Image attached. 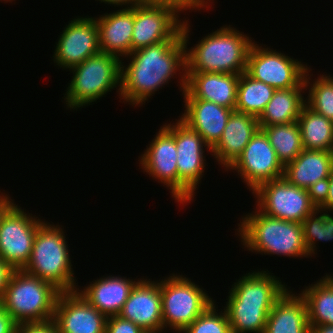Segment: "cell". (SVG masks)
I'll return each instance as SVG.
<instances>
[{
  "label": "cell",
  "mask_w": 333,
  "mask_h": 333,
  "mask_svg": "<svg viewBox=\"0 0 333 333\" xmlns=\"http://www.w3.org/2000/svg\"><path fill=\"white\" fill-rule=\"evenodd\" d=\"M14 270L0 258V300L4 294L6 285Z\"/></svg>",
  "instance_id": "39"
},
{
  "label": "cell",
  "mask_w": 333,
  "mask_h": 333,
  "mask_svg": "<svg viewBox=\"0 0 333 333\" xmlns=\"http://www.w3.org/2000/svg\"><path fill=\"white\" fill-rule=\"evenodd\" d=\"M183 20L181 35L186 45V73L221 72L241 74L247 69V56L254 41L234 27L222 26L206 35L190 49L189 24ZM188 50V51H187Z\"/></svg>",
  "instance_id": "3"
},
{
  "label": "cell",
  "mask_w": 333,
  "mask_h": 333,
  "mask_svg": "<svg viewBox=\"0 0 333 333\" xmlns=\"http://www.w3.org/2000/svg\"><path fill=\"white\" fill-rule=\"evenodd\" d=\"M199 285L182 274H171L161 280L163 330L183 332L214 301Z\"/></svg>",
  "instance_id": "8"
},
{
  "label": "cell",
  "mask_w": 333,
  "mask_h": 333,
  "mask_svg": "<svg viewBox=\"0 0 333 333\" xmlns=\"http://www.w3.org/2000/svg\"><path fill=\"white\" fill-rule=\"evenodd\" d=\"M142 3H164L178 8L181 12L184 10H196L188 0H142Z\"/></svg>",
  "instance_id": "38"
},
{
  "label": "cell",
  "mask_w": 333,
  "mask_h": 333,
  "mask_svg": "<svg viewBox=\"0 0 333 333\" xmlns=\"http://www.w3.org/2000/svg\"><path fill=\"white\" fill-rule=\"evenodd\" d=\"M258 129L256 116L233 110L220 140L211 148L210 155L214 156L224 169H228Z\"/></svg>",
  "instance_id": "20"
},
{
  "label": "cell",
  "mask_w": 333,
  "mask_h": 333,
  "mask_svg": "<svg viewBox=\"0 0 333 333\" xmlns=\"http://www.w3.org/2000/svg\"><path fill=\"white\" fill-rule=\"evenodd\" d=\"M14 203L0 216V258L13 270H22L29 261L38 227L45 220Z\"/></svg>",
  "instance_id": "9"
},
{
  "label": "cell",
  "mask_w": 333,
  "mask_h": 333,
  "mask_svg": "<svg viewBox=\"0 0 333 333\" xmlns=\"http://www.w3.org/2000/svg\"><path fill=\"white\" fill-rule=\"evenodd\" d=\"M303 148L316 151H333V122L314 112L306 104L297 120Z\"/></svg>",
  "instance_id": "28"
},
{
  "label": "cell",
  "mask_w": 333,
  "mask_h": 333,
  "mask_svg": "<svg viewBox=\"0 0 333 333\" xmlns=\"http://www.w3.org/2000/svg\"><path fill=\"white\" fill-rule=\"evenodd\" d=\"M237 232L251 252L286 257H310L303 240L302 223L265 215L258 209L244 215Z\"/></svg>",
  "instance_id": "4"
},
{
  "label": "cell",
  "mask_w": 333,
  "mask_h": 333,
  "mask_svg": "<svg viewBox=\"0 0 333 333\" xmlns=\"http://www.w3.org/2000/svg\"><path fill=\"white\" fill-rule=\"evenodd\" d=\"M215 308L214 302L181 333H232L226 311Z\"/></svg>",
  "instance_id": "33"
},
{
  "label": "cell",
  "mask_w": 333,
  "mask_h": 333,
  "mask_svg": "<svg viewBox=\"0 0 333 333\" xmlns=\"http://www.w3.org/2000/svg\"><path fill=\"white\" fill-rule=\"evenodd\" d=\"M144 330L119 315L107 317L105 333H143Z\"/></svg>",
  "instance_id": "34"
},
{
  "label": "cell",
  "mask_w": 333,
  "mask_h": 333,
  "mask_svg": "<svg viewBox=\"0 0 333 333\" xmlns=\"http://www.w3.org/2000/svg\"><path fill=\"white\" fill-rule=\"evenodd\" d=\"M65 238L63 228L44 221L38 227L29 261L22 269L50 282L61 292L75 291L78 286Z\"/></svg>",
  "instance_id": "5"
},
{
  "label": "cell",
  "mask_w": 333,
  "mask_h": 333,
  "mask_svg": "<svg viewBox=\"0 0 333 333\" xmlns=\"http://www.w3.org/2000/svg\"><path fill=\"white\" fill-rule=\"evenodd\" d=\"M259 128L267 135L271 146L276 151L278 160L283 166L292 162L304 149L297 121Z\"/></svg>",
  "instance_id": "30"
},
{
  "label": "cell",
  "mask_w": 333,
  "mask_h": 333,
  "mask_svg": "<svg viewBox=\"0 0 333 333\" xmlns=\"http://www.w3.org/2000/svg\"><path fill=\"white\" fill-rule=\"evenodd\" d=\"M323 211H328L331 213L333 211V169L329 176V192L326 202L319 208Z\"/></svg>",
  "instance_id": "40"
},
{
  "label": "cell",
  "mask_w": 333,
  "mask_h": 333,
  "mask_svg": "<svg viewBox=\"0 0 333 333\" xmlns=\"http://www.w3.org/2000/svg\"><path fill=\"white\" fill-rule=\"evenodd\" d=\"M163 331H144L143 333H162Z\"/></svg>",
  "instance_id": "45"
},
{
  "label": "cell",
  "mask_w": 333,
  "mask_h": 333,
  "mask_svg": "<svg viewBox=\"0 0 333 333\" xmlns=\"http://www.w3.org/2000/svg\"><path fill=\"white\" fill-rule=\"evenodd\" d=\"M15 333H59L53 319L44 322L19 323Z\"/></svg>",
  "instance_id": "36"
},
{
  "label": "cell",
  "mask_w": 333,
  "mask_h": 333,
  "mask_svg": "<svg viewBox=\"0 0 333 333\" xmlns=\"http://www.w3.org/2000/svg\"><path fill=\"white\" fill-rule=\"evenodd\" d=\"M63 29L53 54L54 63L62 70H70L100 52L95 17H76Z\"/></svg>",
  "instance_id": "15"
},
{
  "label": "cell",
  "mask_w": 333,
  "mask_h": 333,
  "mask_svg": "<svg viewBox=\"0 0 333 333\" xmlns=\"http://www.w3.org/2000/svg\"><path fill=\"white\" fill-rule=\"evenodd\" d=\"M310 71L309 68L304 79L305 89L309 91L305 98V104L314 112L333 122V76L320 74L312 84V82L310 83L312 80L309 76Z\"/></svg>",
  "instance_id": "31"
},
{
  "label": "cell",
  "mask_w": 333,
  "mask_h": 333,
  "mask_svg": "<svg viewBox=\"0 0 333 333\" xmlns=\"http://www.w3.org/2000/svg\"><path fill=\"white\" fill-rule=\"evenodd\" d=\"M53 320L59 333H105L107 317L75 290L59 294Z\"/></svg>",
  "instance_id": "17"
},
{
  "label": "cell",
  "mask_w": 333,
  "mask_h": 333,
  "mask_svg": "<svg viewBox=\"0 0 333 333\" xmlns=\"http://www.w3.org/2000/svg\"><path fill=\"white\" fill-rule=\"evenodd\" d=\"M1 193V191H0ZM5 193H1L0 194V216L2 214V212L14 201L11 199L10 196H8L7 194L4 195ZM10 197V198H9Z\"/></svg>",
  "instance_id": "43"
},
{
  "label": "cell",
  "mask_w": 333,
  "mask_h": 333,
  "mask_svg": "<svg viewBox=\"0 0 333 333\" xmlns=\"http://www.w3.org/2000/svg\"><path fill=\"white\" fill-rule=\"evenodd\" d=\"M129 56V57H128ZM121 62L120 97L124 103L141 106L154 96L158 89L169 84V80L180 72V92L186 88V45L181 40H167L132 51ZM182 70V72L180 71ZM178 71V72H177ZM184 71V72H183ZM182 74V75H181ZM167 83V84H166ZM144 102V103H143Z\"/></svg>",
  "instance_id": "1"
},
{
  "label": "cell",
  "mask_w": 333,
  "mask_h": 333,
  "mask_svg": "<svg viewBox=\"0 0 333 333\" xmlns=\"http://www.w3.org/2000/svg\"><path fill=\"white\" fill-rule=\"evenodd\" d=\"M160 282L141 278L118 314L144 331H163Z\"/></svg>",
  "instance_id": "18"
},
{
  "label": "cell",
  "mask_w": 333,
  "mask_h": 333,
  "mask_svg": "<svg viewBox=\"0 0 333 333\" xmlns=\"http://www.w3.org/2000/svg\"><path fill=\"white\" fill-rule=\"evenodd\" d=\"M101 52L127 57L131 53L134 7L123 8L96 17Z\"/></svg>",
  "instance_id": "22"
},
{
  "label": "cell",
  "mask_w": 333,
  "mask_h": 333,
  "mask_svg": "<svg viewBox=\"0 0 333 333\" xmlns=\"http://www.w3.org/2000/svg\"><path fill=\"white\" fill-rule=\"evenodd\" d=\"M252 194L257 199L255 209L277 219L302 223L317 209L307 189L289 183L284 177L259 185Z\"/></svg>",
  "instance_id": "12"
},
{
  "label": "cell",
  "mask_w": 333,
  "mask_h": 333,
  "mask_svg": "<svg viewBox=\"0 0 333 333\" xmlns=\"http://www.w3.org/2000/svg\"><path fill=\"white\" fill-rule=\"evenodd\" d=\"M228 170H235L252 192L259 185L282 178L284 174V166L278 160L267 135L260 128Z\"/></svg>",
  "instance_id": "14"
},
{
  "label": "cell",
  "mask_w": 333,
  "mask_h": 333,
  "mask_svg": "<svg viewBox=\"0 0 333 333\" xmlns=\"http://www.w3.org/2000/svg\"><path fill=\"white\" fill-rule=\"evenodd\" d=\"M252 43L247 56L246 72L254 79L278 89L305 87L304 79L310 68L298 59Z\"/></svg>",
  "instance_id": "11"
},
{
  "label": "cell",
  "mask_w": 333,
  "mask_h": 333,
  "mask_svg": "<svg viewBox=\"0 0 333 333\" xmlns=\"http://www.w3.org/2000/svg\"><path fill=\"white\" fill-rule=\"evenodd\" d=\"M311 203L319 209L327 200L329 192V178L318 180L307 188Z\"/></svg>",
  "instance_id": "35"
},
{
  "label": "cell",
  "mask_w": 333,
  "mask_h": 333,
  "mask_svg": "<svg viewBox=\"0 0 333 333\" xmlns=\"http://www.w3.org/2000/svg\"><path fill=\"white\" fill-rule=\"evenodd\" d=\"M304 90L306 91L305 87L276 90L262 114L257 118L259 127L297 121L305 105Z\"/></svg>",
  "instance_id": "26"
},
{
  "label": "cell",
  "mask_w": 333,
  "mask_h": 333,
  "mask_svg": "<svg viewBox=\"0 0 333 333\" xmlns=\"http://www.w3.org/2000/svg\"><path fill=\"white\" fill-rule=\"evenodd\" d=\"M0 1H2V0H0ZM3 1H5V2H12V0H3ZM13 1H15V0H13Z\"/></svg>",
  "instance_id": "46"
},
{
  "label": "cell",
  "mask_w": 333,
  "mask_h": 333,
  "mask_svg": "<svg viewBox=\"0 0 333 333\" xmlns=\"http://www.w3.org/2000/svg\"><path fill=\"white\" fill-rule=\"evenodd\" d=\"M61 291L53 284L14 270L10 275L0 304L17 324L44 322L54 318L55 305Z\"/></svg>",
  "instance_id": "6"
},
{
  "label": "cell",
  "mask_w": 333,
  "mask_h": 333,
  "mask_svg": "<svg viewBox=\"0 0 333 333\" xmlns=\"http://www.w3.org/2000/svg\"><path fill=\"white\" fill-rule=\"evenodd\" d=\"M197 10H201L202 8H208L211 0H188ZM209 1V3H208ZM208 3V5H207Z\"/></svg>",
  "instance_id": "44"
},
{
  "label": "cell",
  "mask_w": 333,
  "mask_h": 333,
  "mask_svg": "<svg viewBox=\"0 0 333 333\" xmlns=\"http://www.w3.org/2000/svg\"><path fill=\"white\" fill-rule=\"evenodd\" d=\"M179 13L178 8L164 3L135 6L131 52L167 40H181L183 20Z\"/></svg>",
  "instance_id": "13"
},
{
  "label": "cell",
  "mask_w": 333,
  "mask_h": 333,
  "mask_svg": "<svg viewBox=\"0 0 333 333\" xmlns=\"http://www.w3.org/2000/svg\"><path fill=\"white\" fill-rule=\"evenodd\" d=\"M319 213L321 215L318 216ZM302 228L304 244L311 257L317 254V252L315 253L317 251L316 241L333 240V217L328 214V211L315 209L304 219Z\"/></svg>",
  "instance_id": "32"
},
{
  "label": "cell",
  "mask_w": 333,
  "mask_h": 333,
  "mask_svg": "<svg viewBox=\"0 0 333 333\" xmlns=\"http://www.w3.org/2000/svg\"><path fill=\"white\" fill-rule=\"evenodd\" d=\"M17 323L0 304V333H15Z\"/></svg>",
  "instance_id": "37"
},
{
  "label": "cell",
  "mask_w": 333,
  "mask_h": 333,
  "mask_svg": "<svg viewBox=\"0 0 333 333\" xmlns=\"http://www.w3.org/2000/svg\"><path fill=\"white\" fill-rule=\"evenodd\" d=\"M182 94L186 109L180 119L199 133L212 148L220 140L227 120L234 109L196 99L186 89Z\"/></svg>",
  "instance_id": "19"
},
{
  "label": "cell",
  "mask_w": 333,
  "mask_h": 333,
  "mask_svg": "<svg viewBox=\"0 0 333 333\" xmlns=\"http://www.w3.org/2000/svg\"><path fill=\"white\" fill-rule=\"evenodd\" d=\"M121 59L100 51L80 65L71 68L69 71L73 73V76L64 94L66 108L77 110L88 106L100 100L114 88H118L117 92L120 96Z\"/></svg>",
  "instance_id": "7"
},
{
  "label": "cell",
  "mask_w": 333,
  "mask_h": 333,
  "mask_svg": "<svg viewBox=\"0 0 333 333\" xmlns=\"http://www.w3.org/2000/svg\"><path fill=\"white\" fill-rule=\"evenodd\" d=\"M175 144L177 150V202L182 205L194 200L195 190L204 176L206 159L204 152L211 148L202 136L181 119L175 120ZM205 150H204V148ZM204 150V151H203Z\"/></svg>",
  "instance_id": "10"
},
{
  "label": "cell",
  "mask_w": 333,
  "mask_h": 333,
  "mask_svg": "<svg viewBox=\"0 0 333 333\" xmlns=\"http://www.w3.org/2000/svg\"><path fill=\"white\" fill-rule=\"evenodd\" d=\"M77 291L106 317L118 315L138 280L121 276H103Z\"/></svg>",
  "instance_id": "23"
},
{
  "label": "cell",
  "mask_w": 333,
  "mask_h": 333,
  "mask_svg": "<svg viewBox=\"0 0 333 333\" xmlns=\"http://www.w3.org/2000/svg\"><path fill=\"white\" fill-rule=\"evenodd\" d=\"M264 333H310L307 304L304 298L287 289L274 303L268 315Z\"/></svg>",
  "instance_id": "24"
},
{
  "label": "cell",
  "mask_w": 333,
  "mask_h": 333,
  "mask_svg": "<svg viewBox=\"0 0 333 333\" xmlns=\"http://www.w3.org/2000/svg\"><path fill=\"white\" fill-rule=\"evenodd\" d=\"M310 333H333V325H310Z\"/></svg>",
  "instance_id": "42"
},
{
  "label": "cell",
  "mask_w": 333,
  "mask_h": 333,
  "mask_svg": "<svg viewBox=\"0 0 333 333\" xmlns=\"http://www.w3.org/2000/svg\"><path fill=\"white\" fill-rule=\"evenodd\" d=\"M275 91V88L252 78L245 71L239 77L235 110L258 118Z\"/></svg>",
  "instance_id": "29"
},
{
  "label": "cell",
  "mask_w": 333,
  "mask_h": 333,
  "mask_svg": "<svg viewBox=\"0 0 333 333\" xmlns=\"http://www.w3.org/2000/svg\"><path fill=\"white\" fill-rule=\"evenodd\" d=\"M240 74L221 72L186 73V90L196 99L234 109Z\"/></svg>",
  "instance_id": "21"
},
{
  "label": "cell",
  "mask_w": 333,
  "mask_h": 333,
  "mask_svg": "<svg viewBox=\"0 0 333 333\" xmlns=\"http://www.w3.org/2000/svg\"><path fill=\"white\" fill-rule=\"evenodd\" d=\"M265 271L244 274L232 285L223 310L232 333H264L274 303L288 289L280 278Z\"/></svg>",
  "instance_id": "2"
},
{
  "label": "cell",
  "mask_w": 333,
  "mask_h": 333,
  "mask_svg": "<svg viewBox=\"0 0 333 333\" xmlns=\"http://www.w3.org/2000/svg\"><path fill=\"white\" fill-rule=\"evenodd\" d=\"M97 1H100L101 3L104 2L105 4H112L114 6L118 5L119 6H122V5H125L126 7L124 8H132V7H135L137 6L138 4H141L142 3V0H97Z\"/></svg>",
  "instance_id": "41"
},
{
  "label": "cell",
  "mask_w": 333,
  "mask_h": 333,
  "mask_svg": "<svg viewBox=\"0 0 333 333\" xmlns=\"http://www.w3.org/2000/svg\"><path fill=\"white\" fill-rule=\"evenodd\" d=\"M333 169V151L303 149L284 166L283 177L291 184L307 189L318 180L329 178Z\"/></svg>",
  "instance_id": "25"
},
{
  "label": "cell",
  "mask_w": 333,
  "mask_h": 333,
  "mask_svg": "<svg viewBox=\"0 0 333 333\" xmlns=\"http://www.w3.org/2000/svg\"><path fill=\"white\" fill-rule=\"evenodd\" d=\"M307 304L310 325H333V274H326L299 293Z\"/></svg>",
  "instance_id": "27"
},
{
  "label": "cell",
  "mask_w": 333,
  "mask_h": 333,
  "mask_svg": "<svg viewBox=\"0 0 333 333\" xmlns=\"http://www.w3.org/2000/svg\"><path fill=\"white\" fill-rule=\"evenodd\" d=\"M138 160L141 169L170 189L177 201V150L174 122L165 123Z\"/></svg>",
  "instance_id": "16"
}]
</instances>
